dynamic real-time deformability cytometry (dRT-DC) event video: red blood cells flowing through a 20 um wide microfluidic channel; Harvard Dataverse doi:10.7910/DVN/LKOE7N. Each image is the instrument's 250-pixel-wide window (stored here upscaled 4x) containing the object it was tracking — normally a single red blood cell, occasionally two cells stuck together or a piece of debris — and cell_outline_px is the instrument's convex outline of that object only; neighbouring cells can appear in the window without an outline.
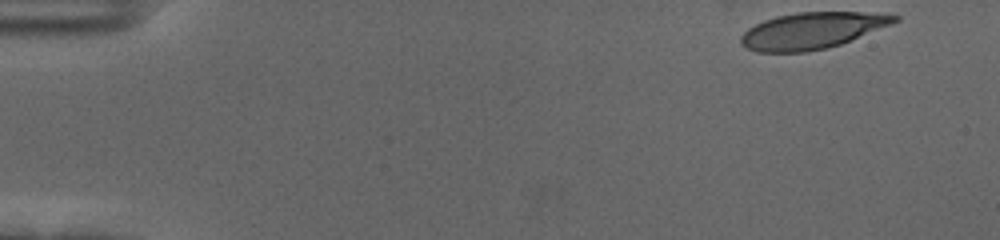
{"species": "human", "species_latin": "Homo sapiens", "temperature_condition": "cold", "stored_images_in_passage": 52, "camera_frame_rate_fps": 3000, "um_per_image_px": 0.085, "donor": {"sex": "female"}, "frame": {"image": 1, "passage_image": 1, "time_ms": 0.0, "image_size_px": [1000, 240], "cell_outline_px": [[900, 20], [892, 24], [840, 44], [808, 52], [756, 52], [740, 44], [740, 36], [748, 28], [764, 20], [776, 16], [796, 12], [860, 12], [900, 16]], "centroid_in_image_um": [68.98, 2.6], "position_along_channel_um": 16.0, "area_um2": 32.43}}
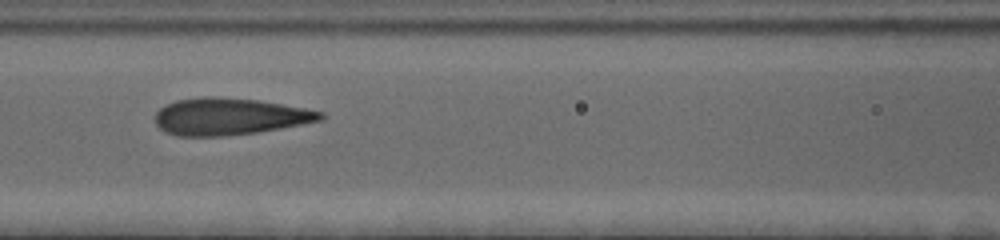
{"frame": {"image": 2, "passage_image": 22, "time_ms": 7.0, "image_size_px": [1000, 240], "cell_outline_px": [[328, 116], [320, 120], [280, 128], [256, 132], [224, 136], [176, 136], [164, 132], [156, 124], [156, 112], [160, 108], [176, 100], [260, 100], [304, 108], [324, 112]], "centroid_in_image_um": [19.54, 9.96], "position_along_channel_um": 147.1, "area_um2": 34.22}}
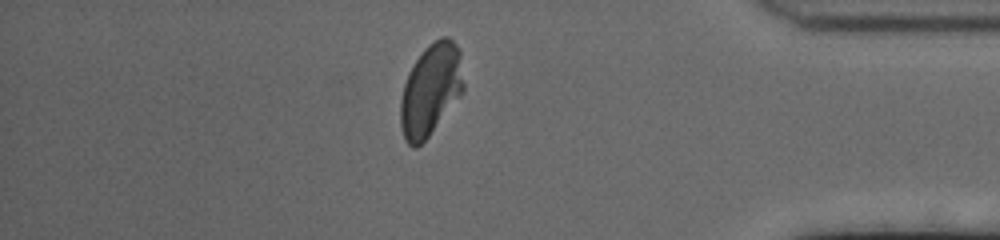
{"frame": {"image": 3, "passage_image": 45, "time_ms": 14.667, "image_size_px": [1000, 240], "cell_outline_px": [[464, 92], [428, 136], [416, 148], [412, 148], [404, 140], [400, 124], [400, 100], [404, 84], [408, 72], [424, 48], [428, 44], [440, 36], [448, 36], [456, 44], [460, 52], [464, 84]], "centroid_in_image_um": [36.61, 7.62], "position_along_channel_um": 398.6, "area_um2": 33.99}, "authors_computed_cell_mechanics": {"area_um2": 34.969, "velocity_mm_per_s": 3.652, "shape_relaxation_time_tau1_ms": 6.6003, "shape_relaxation_time_tau2_ms": null, "deformation_change_tau1": 0.2291, "deformation_change_tau2": null}}